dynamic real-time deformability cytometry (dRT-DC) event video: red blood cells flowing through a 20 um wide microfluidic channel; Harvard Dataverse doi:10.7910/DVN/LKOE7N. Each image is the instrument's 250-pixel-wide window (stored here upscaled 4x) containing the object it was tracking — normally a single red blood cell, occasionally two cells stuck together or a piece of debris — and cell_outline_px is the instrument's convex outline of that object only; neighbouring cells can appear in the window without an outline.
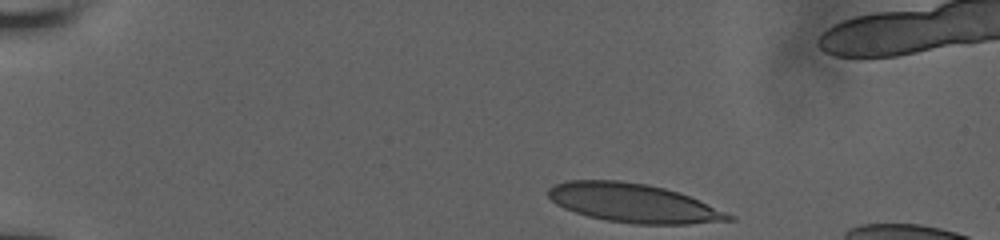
{"species": "human", "species_latin": "Homo sapiens", "temperature_condition": "room temperature", "stored_images_in_passage": 35, "camera_frame_rate_fps": 3000, "um_per_image_px": 0.085, "donor": {"sex": "male"}, "frame": {"image": 1, "passage_image": 1, "time_ms": 0.0, "image_size_px": [1000, 240], "cell_outline_px": [[736, 220], [688, 224], [636, 224], [608, 220], [588, 216], [564, 208], [556, 204], [548, 196], [548, 188], [564, 180], [620, 180], [648, 184], [664, 188], [688, 196], [736, 216]], "centroid_in_image_um": [53.83, 17.25], "position_along_channel_um": 31.2, "area_um2": 40.63}}
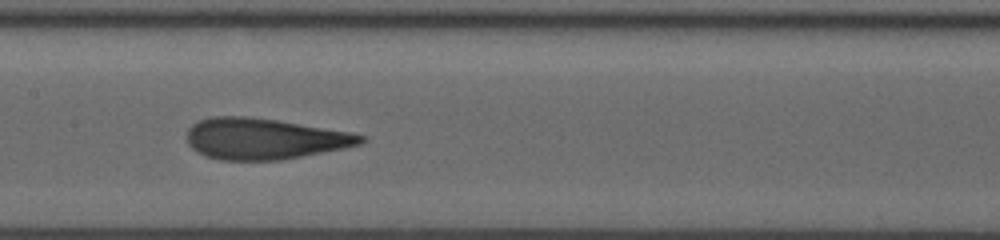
{"frame": {"image": 2, "passage_image": 18, "time_ms": 6.333, "image_size_px": [1000, 240], "cell_outline_px": [[368, 140], [360, 144], [344, 148], [280, 160], [220, 160], [204, 156], [196, 152], [188, 144], [188, 128], [196, 120], [212, 116], [244, 116], [276, 120], [352, 132], [368, 136]], "centroid_in_image_um": [22.45, 11.79], "position_along_channel_um": 184.9, "area_um2": 41.79}}
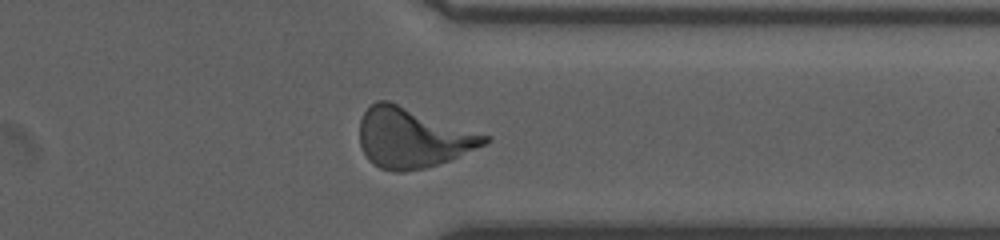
{"frame": {"image": 3, "passage_image": 31, "time_ms": 11.333, "image_size_px": [1000, 240], "cell_outline_px": [[492, 140], [488, 144], [448, 160], [424, 168], [404, 172], [392, 172], [380, 168], [368, 160], [360, 144], [360, 120], [364, 112], [376, 100], [388, 100], [492, 136]], "centroid_in_image_um": [35.09, 11.71], "position_along_channel_um": 376.3, "area_um2": 43.81}, "authors_computed_cell_mechanics": {"area_um2": 41.2692, "velocity_mm_per_s": 3.846, "shape_relaxation_time_tau1_ms": 8.8348, "shape_relaxation_time_tau2_ms": 0.9785, "deformation_change_tau1": 0.2684, "deformation_change_tau2": 0.1054}}